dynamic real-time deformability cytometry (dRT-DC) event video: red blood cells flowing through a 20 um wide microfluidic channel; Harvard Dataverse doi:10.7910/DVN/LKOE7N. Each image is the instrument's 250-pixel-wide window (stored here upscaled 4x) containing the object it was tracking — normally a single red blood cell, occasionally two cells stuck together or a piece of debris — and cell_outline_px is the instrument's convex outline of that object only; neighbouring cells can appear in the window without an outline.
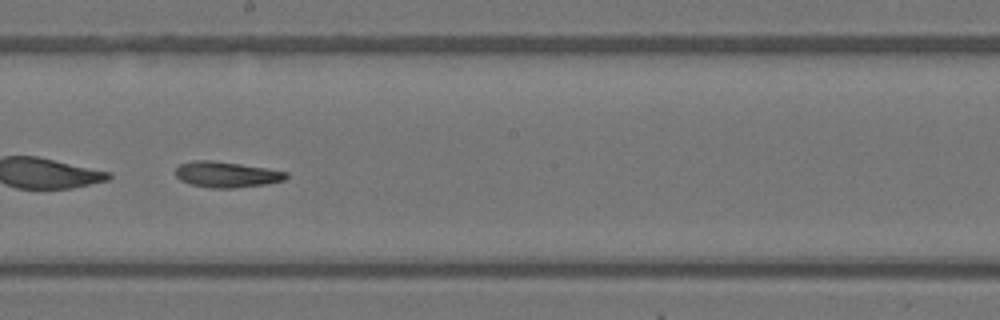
{"species": "Egyptian fruit bat (a non-hibernating species)", "species_latin": "Rousettus aegyptiacus", "temperature_condition": "warm", "stored_images_in_passage": 48, "camera_frame_rate_fps": 3000, "um_per_image_px": 0.085, "animal": {"sex": "female"}, "frame": {"image": 1, "passage_image": 28, "time_ms": 9.0, "image_size_px": [1000, 320], "cell_outline_px": [[288, 176], [284, 180], [264, 184], [232, 188], [212, 188], [192, 184], [180, 180], [176, 176], [176, 168], [180, 164], [192, 160], [212, 160], [240, 164], [288, 172]], "centroid_in_image_um": [19.23, 14.82], "position_along_channel_um": 229.0, "area_um2": 16.42}, "authors_computed_cell_mechanics": {"area_um2": 17.0799, "velocity_mm_per_s": 4.0795, "shape_relaxation_time_tau1_ms": null, "shape_relaxation_time_tau2_ms": 8.6211, "deformation_change_tau1": null, "deformation_change_tau2": 0.1721}}